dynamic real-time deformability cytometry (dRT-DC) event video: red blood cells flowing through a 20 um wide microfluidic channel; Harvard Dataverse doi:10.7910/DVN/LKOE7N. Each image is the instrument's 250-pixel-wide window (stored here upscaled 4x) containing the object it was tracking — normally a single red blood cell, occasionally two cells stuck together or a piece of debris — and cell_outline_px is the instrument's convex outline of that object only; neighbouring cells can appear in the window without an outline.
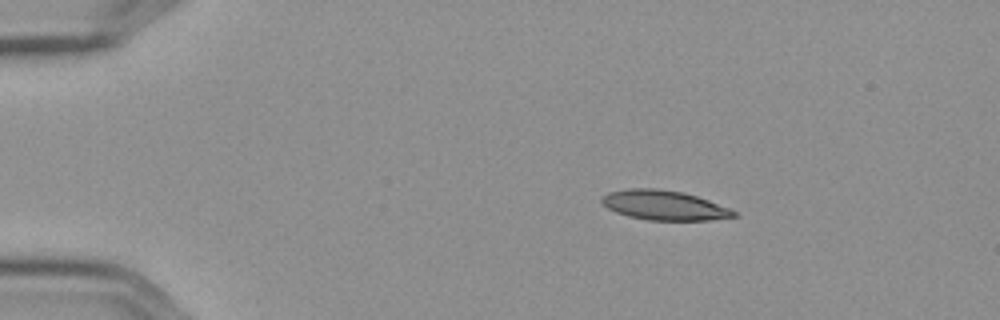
{"species": "Egyptian fruit bat (a non-hibernating species)", "species_latin": "Rousettus aegyptiacus", "temperature_condition": "cold", "stored_images_in_passage": 7, "camera_frame_rate_fps": 3000, "um_per_image_px": 0.085, "frame": {"image": 1, "passage_image": 2, "time_ms": 0.333, "image_size_px": [1000, 320], "cell_outline_px": [[736, 216], [708, 220], [648, 220], [628, 216], [616, 212], [608, 208], [600, 200], [600, 196], [608, 192], [628, 188], [656, 188], [684, 192], [708, 200], [728, 208], [736, 212]], "centroid_in_image_um": [56.39, 17.43], "position_along_channel_um": 28.6, "area_um2": 22.72}}
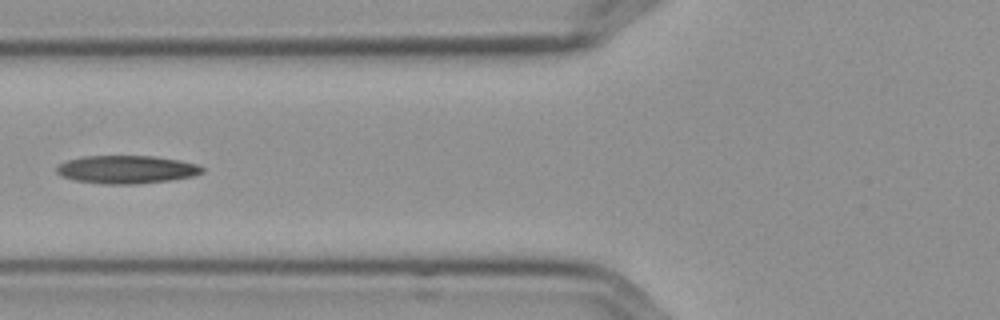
{"frame": {"image": 2, "passage_image": 5, "time_ms": 1.333, "image_size_px": [1000, 320], "cell_outline_px": [[204, 172], [192, 176], [168, 180], [136, 184], [104, 184], [72, 180], [60, 176], [56, 172], [56, 168], [60, 164], [68, 160], [84, 156], [152, 156], [180, 160], [196, 164], [204, 168]], "centroid_in_image_um": [10.73, 14.41], "position_along_channel_um": 115.1, "area_um2": 23.76}}
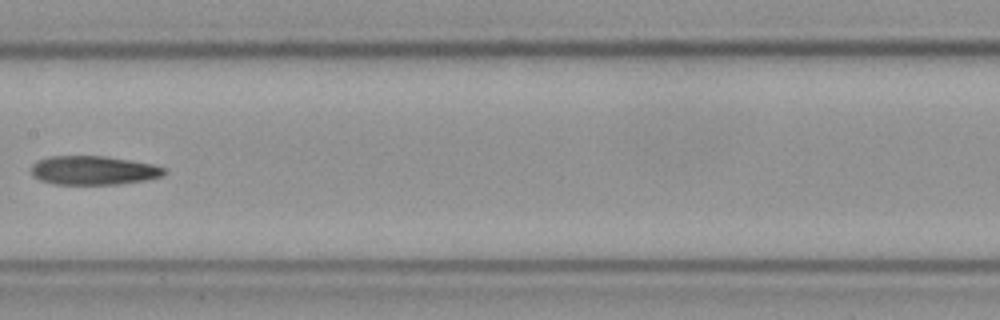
{"frame": {"image": 3, "passage_image": 7, "time_ms": 2.0, "image_size_px": [1000, 320], "cell_outline_px": [[168, 172], [164, 176], [144, 180], [120, 184], [52, 184], [40, 180], [32, 176], [32, 164], [36, 160], [48, 156], [104, 156], [152, 164], [164, 168]], "centroid_in_image_um": [7.92, 14.48], "position_along_channel_um": 199.5, "area_um2": 22.48}}